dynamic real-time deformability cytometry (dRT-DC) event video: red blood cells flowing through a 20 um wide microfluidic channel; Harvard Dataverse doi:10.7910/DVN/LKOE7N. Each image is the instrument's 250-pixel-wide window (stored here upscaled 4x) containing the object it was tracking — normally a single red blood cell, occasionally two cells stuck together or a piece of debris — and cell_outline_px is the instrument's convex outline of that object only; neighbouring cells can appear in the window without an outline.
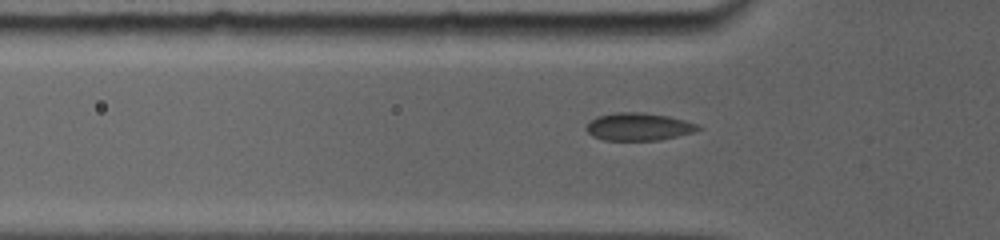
{"species": "common noctule bat (a hibernating species)", "species_latin": "Nyctalus noctula", "temperature_condition": "room temperature", "stored_images_in_passage": 29, "camera_frame_rate_fps": 5000, "um_per_image_px": 0.085, "animal": {"sex": "female", "body_mass_g": 19.0, "forearm_length_mm": 56.7}, "frame": {"image": 1, "passage_image": 2, "time_ms": 0.2, "image_size_px": [1000, 240], "cell_outline_px": [[704, 128], [692, 132], [660, 140], [604, 140], [592, 136], [584, 128], [592, 120], [600, 116], [616, 112], [644, 112], [668, 116], [684, 120], [696, 124]], "centroid_in_image_um": [54.28, 10.77], "position_along_channel_um": 71.5, "area_um2": 17.86}}
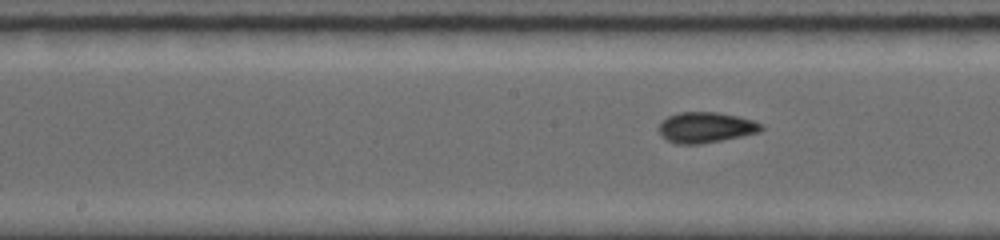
{"frame": {"image": 2, "passage_image": 16, "time_ms": 3.2, "image_size_px": [1000, 240], "cell_outline_px": [[764, 128], [760, 132], [700, 144], [676, 144], [660, 136], [660, 124], [668, 116], [680, 112], [716, 112], [736, 116], [752, 120], [764, 124]], "centroid_in_image_um": [60.0, 10.83], "position_along_channel_um": 188.2, "area_um2": 18.09}}
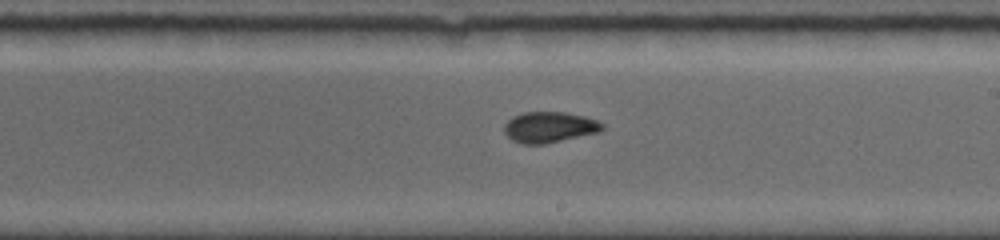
{"frame": {"image": 3, "passage_image": 25, "time_ms": 4.6, "image_size_px": [1000, 240], "cell_outline_px": [[604, 128], [600, 132], [544, 144], [520, 144], [512, 140], [504, 132], [504, 124], [512, 116], [524, 112], [564, 112], [584, 116], [596, 120], [604, 124]], "centroid_in_image_um": [46.69, 10.81], "position_along_channel_um": 242.3, "area_um2": 17.69}}